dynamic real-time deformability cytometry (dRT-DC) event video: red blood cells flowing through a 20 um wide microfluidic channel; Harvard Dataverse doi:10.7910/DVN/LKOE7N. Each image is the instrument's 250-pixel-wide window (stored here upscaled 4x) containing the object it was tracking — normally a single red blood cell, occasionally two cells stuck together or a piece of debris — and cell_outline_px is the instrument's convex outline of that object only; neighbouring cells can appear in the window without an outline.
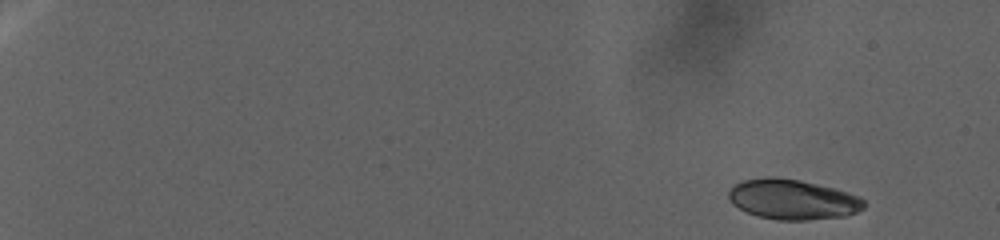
{"species": "human", "species_latin": "Homo sapiens", "temperature_condition": "warm", "stored_images_in_passage": 58, "camera_frame_rate_fps": 3000, "um_per_image_px": 0.085, "donor": {"sex": "female"}, "frame": {"image": 1, "passage_image": 1, "time_ms": 0.0, "image_size_px": [1000, 240], "cell_outline_px": [[864, 208], [856, 212], [844, 216], [808, 220], [776, 220], [756, 216], [732, 204], [728, 196], [728, 192], [736, 184], [744, 180], [764, 176], [776, 176], [800, 180], [832, 188], [860, 196], [864, 200]], "centroid_in_image_um": [67.36, 16.95], "position_along_channel_um": 17.6, "area_um2": 31.62}}
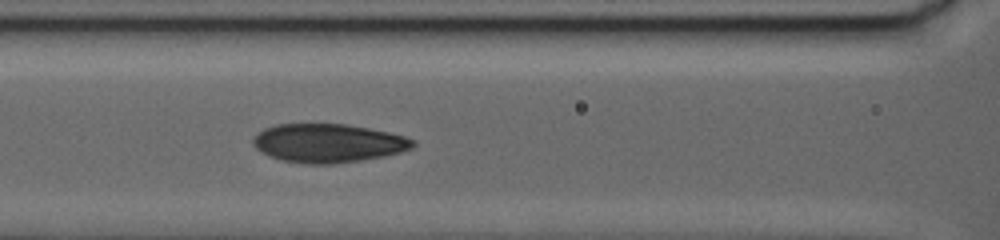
{"frame": {"image": 2, "passage_image": 32, "time_ms": 22.0, "image_size_px": [1000, 240], "cell_outline_px": [[416, 144], [412, 148], [400, 152], [384, 156], [360, 160], [332, 164], [304, 164], [280, 160], [268, 156], [260, 152], [252, 144], [252, 140], [256, 132], [264, 128], [276, 124], [344, 124], [368, 128], [388, 132], [404, 136], [416, 140]], "centroid_in_image_um": [27.85, 12.17], "position_along_channel_um": 138.8, "area_um2": 36.24}}
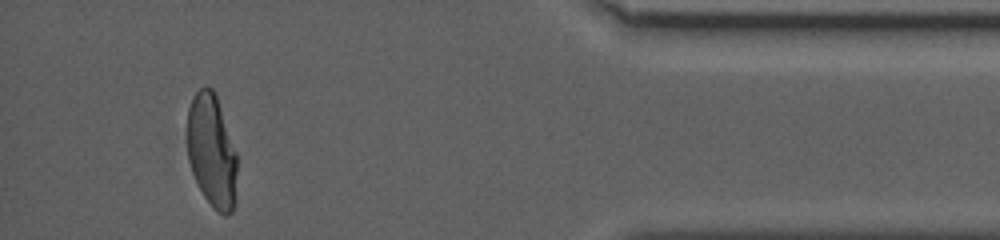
{"frame": {"image": 3, "passage_image": 56, "time_ms": 43.0, "image_size_px": [1000, 240], "cell_outline_px": [[236, 200], [232, 212], [228, 216], [224, 216], [216, 212], [212, 208], [204, 196], [192, 172], [188, 160], [188, 108], [196, 92], [200, 88], [212, 88], [216, 96], [236, 152]], "centroid_in_image_um": [18.01, 12.92], "position_along_channel_um": 417.2, "area_um2": 32.66}}